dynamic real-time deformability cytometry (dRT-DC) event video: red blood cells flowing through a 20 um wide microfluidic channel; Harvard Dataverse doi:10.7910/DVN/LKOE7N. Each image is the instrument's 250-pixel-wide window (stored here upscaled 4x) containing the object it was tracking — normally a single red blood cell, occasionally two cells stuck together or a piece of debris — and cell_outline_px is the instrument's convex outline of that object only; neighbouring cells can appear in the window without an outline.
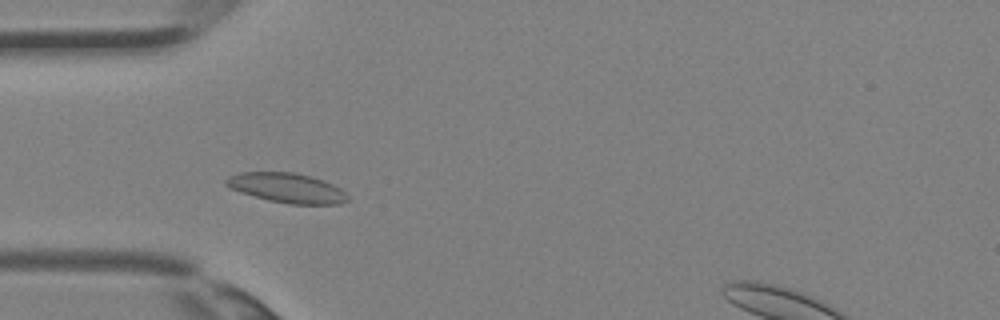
{"species": "Egyptian fruit bat (a non-hibernating species)", "species_latin": "Rousettus aegyptiacus", "temperature_condition": "room temperature", "stored_images_in_passage": 27, "camera_frame_rate_fps": 3000, "um_per_image_px": 0.085, "animal": {"sex": "female"}, "frame": {"image": 1, "passage_image": 3, "time_ms": 0.667, "image_size_px": [1000, 320], "cell_outline_px": [[348, 200], [340, 204], [288, 204], [268, 200], [240, 192], [228, 188], [224, 184], [224, 180], [228, 176], [240, 172], [292, 172], [308, 176], [332, 184], [340, 188], [348, 196]], "centroid_in_image_um": [24.33, 15.98], "position_along_channel_um": 60.7, "area_um2": 20.98}}
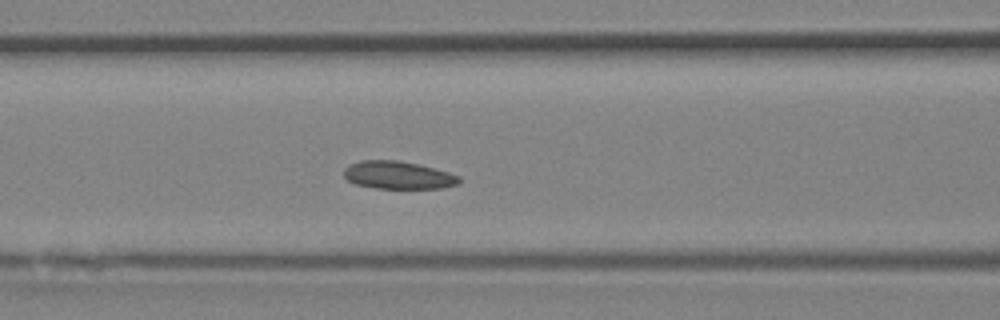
{"frame": {"image": 2, "passage_image": 7, "time_ms": 2.0, "image_size_px": [1000, 320], "cell_outline_px": [[460, 184], [440, 188], [376, 188], [356, 184], [348, 180], [344, 176], [344, 168], [348, 164], [360, 160], [396, 160], [420, 164], [448, 172], [460, 176]], "centroid_in_image_um": [33.83, 14.88], "position_along_channel_um": 132.8, "area_um2": 18.73}}
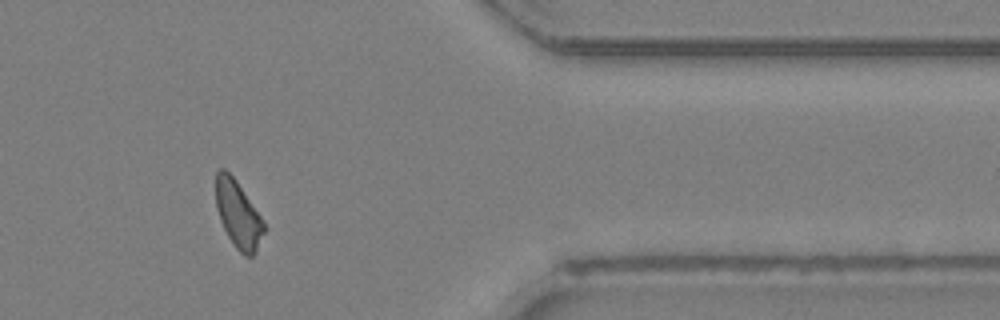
{"frame": {"image": 3, "passage_image": 22, "time_ms": 7.0, "image_size_px": [1000, 320], "cell_outline_px": [[264, 232], [256, 252], [252, 256], [244, 256], [236, 248], [228, 236], [220, 220], [216, 208], [216, 172], [220, 168], [224, 168], [236, 180], [260, 216], [264, 224]], "centroid_in_image_um": [20.22, 18.23], "position_along_channel_um": 391.2, "area_um2": 18.5}}